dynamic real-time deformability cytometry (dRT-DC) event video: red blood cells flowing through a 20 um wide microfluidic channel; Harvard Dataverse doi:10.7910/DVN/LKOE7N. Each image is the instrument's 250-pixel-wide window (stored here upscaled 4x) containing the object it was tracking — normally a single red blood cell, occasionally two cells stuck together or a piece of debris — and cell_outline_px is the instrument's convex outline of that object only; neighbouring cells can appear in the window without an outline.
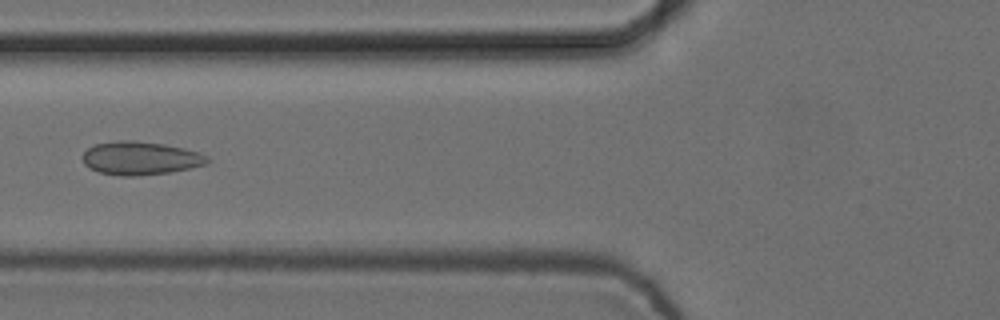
{"species": "common noctule bat (a hibernating species)", "species_latin": "Nyctalus noctula", "temperature_condition": "cold", "stored_images_in_passage": 4, "camera_frame_rate_fps": 3000, "um_per_image_px": 0.085, "animal": {"sex": "female", "body_mass_g": 24.6, "forearm_length_mm": 56.2}, "frame": {"image": 1, "passage_image": 3, "time_ms": 0.667, "image_size_px": [1000, 320], "cell_outline_px": [[212, 160], [208, 164], [172, 172], [136, 176], [120, 176], [100, 172], [88, 168], [84, 164], [80, 156], [88, 148], [96, 144], [124, 140], [132, 140], [164, 144], [184, 148], [208, 156]], "centroid_in_image_um": [11.94, 13.46], "position_along_channel_um": 113.9, "area_um2": 24.39}}
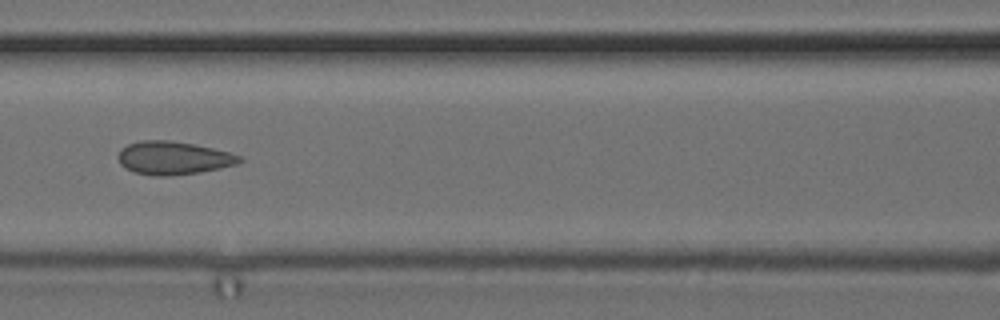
{"frame": {"image": 2, "passage_image": 4, "time_ms": 1.0, "image_size_px": [1000, 320], "cell_outline_px": [[244, 160], [236, 164], [220, 168], [200, 172], [168, 176], [152, 176], [132, 172], [124, 168], [120, 164], [116, 156], [120, 148], [128, 144], [140, 140], [168, 140], [192, 144], [212, 148], [228, 152], [240, 156]], "centroid_in_image_um": [14.66, 13.43], "position_along_channel_um": 151.9, "area_um2": 23.64}}